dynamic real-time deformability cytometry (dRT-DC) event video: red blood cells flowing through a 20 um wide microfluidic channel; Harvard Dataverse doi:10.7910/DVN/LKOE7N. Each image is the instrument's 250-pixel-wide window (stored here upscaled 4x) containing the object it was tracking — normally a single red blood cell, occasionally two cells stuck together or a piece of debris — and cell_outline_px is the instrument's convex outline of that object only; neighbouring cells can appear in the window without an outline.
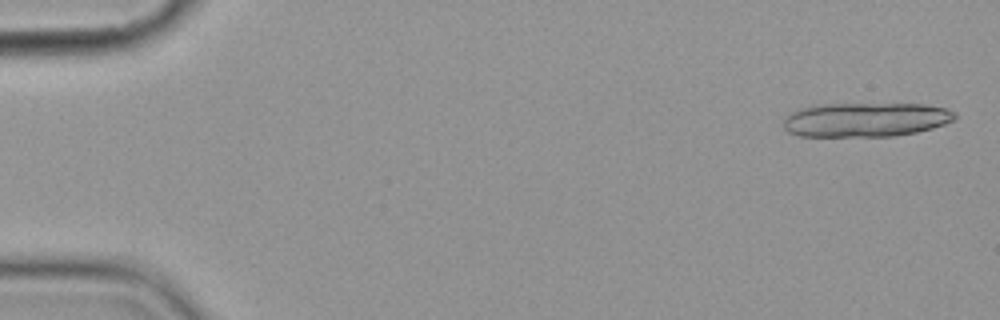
{"species": "common noctule bat (a hibernating species)", "species_latin": "Nyctalus noctula", "temperature_condition": "cold", "stored_images_in_passage": 4, "camera_frame_rate_fps": 3000, "um_per_image_px": 0.085, "animal": {"sex": "female", "body_mass_g": 19.9}, "frame": {"image": 1, "passage_image": 1, "time_ms": 0.0, "image_size_px": [1000, 320], "cell_outline_px": [[956, 120], [932, 128], [916, 132], [896, 136], [800, 136], [788, 132], [784, 128], [784, 116], [800, 108], [820, 104], [924, 104], [948, 108], [956, 112]], "centroid_in_image_um": [73.61, 10.17], "position_along_channel_um": 11.4, "area_um2": 34.45}}